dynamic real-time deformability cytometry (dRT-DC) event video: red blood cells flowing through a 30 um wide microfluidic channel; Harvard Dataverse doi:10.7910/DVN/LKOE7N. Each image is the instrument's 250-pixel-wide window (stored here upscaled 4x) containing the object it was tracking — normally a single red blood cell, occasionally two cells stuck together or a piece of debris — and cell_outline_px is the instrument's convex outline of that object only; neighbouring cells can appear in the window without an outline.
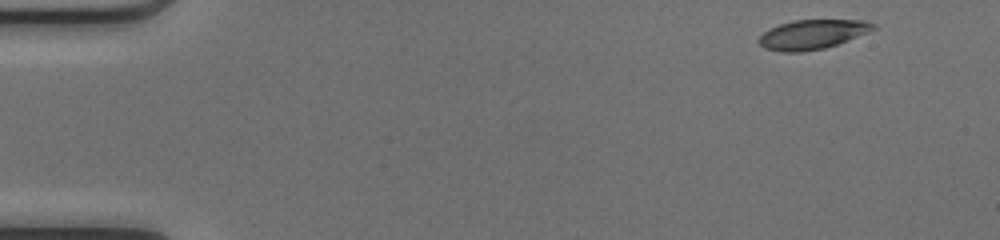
{"species": "common noctule bat (a hibernating species)", "species_latin": "Nyctalus noctula", "temperature_condition": "cold", "stored_images_in_passage": 46, "camera_frame_rate_fps": 3000, "um_per_image_px": 0.085, "animal": {"sex": "female", "body_mass_g": 17.0, "forearm_length_mm": 48.0}, "frame": {"image": 1, "passage_image": 1, "time_ms": 0.0, "image_size_px": [1000, 240], "cell_outline_px": [[876, 28], [868, 32], [836, 44], [824, 48], [800, 52], [784, 52], [764, 48], [756, 40], [768, 28], [792, 20], [864, 20], [876, 24]], "centroid_in_image_um": [69.02, 2.92], "position_along_channel_um": 16.0, "area_um2": 19.54}}
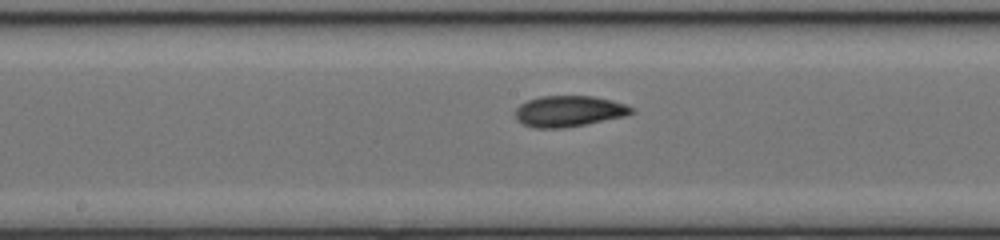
{"frame": {"image": 2, "passage_image": 23, "time_ms": 7.333, "image_size_px": [1000, 240], "cell_outline_px": [[636, 112], [624, 116], [584, 124], [560, 128], [532, 128], [516, 120], [516, 108], [520, 104], [528, 100], [540, 96], [592, 96], [612, 100], [624, 104], [632, 108]], "centroid_in_image_um": [48.33, 9.45], "position_along_channel_um": 199.9, "area_um2": 20.81}}
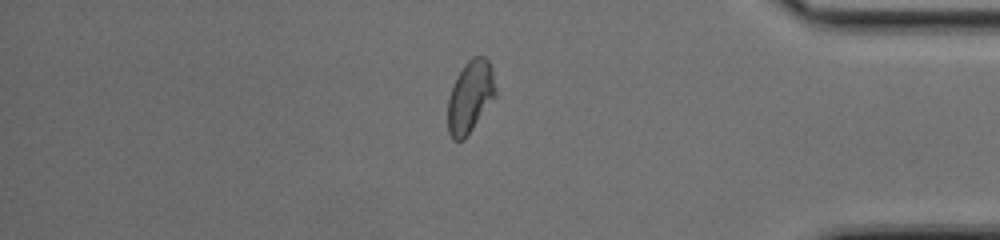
{"frame": {"image": 3, "passage_image": 39, "time_ms": 12.667, "image_size_px": [1000, 240], "cell_outline_px": [[496, 96], [464, 140], [452, 140], [448, 132], [448, 100], [452, 88], [464, 64], [472, 56], [484, 56], [488, 60], [492, 68], [496, 88]], "centroid_in_image_um": [39.98, 8.22], "position_along_channel_um": 395.2, "area_um2": 19.94}, "authors_computed_cell_mechanics": {"area_um2": 20.4901, "velocity_mm_per_s": 4.1848, "shape_relaxation_time_tau1_ms": 8.4363, "shape_relaxation_time_tau2_ms": 2.031, "deformation_change_tau1": 0.2054, "deformation_change_tau2": 0.0564}}